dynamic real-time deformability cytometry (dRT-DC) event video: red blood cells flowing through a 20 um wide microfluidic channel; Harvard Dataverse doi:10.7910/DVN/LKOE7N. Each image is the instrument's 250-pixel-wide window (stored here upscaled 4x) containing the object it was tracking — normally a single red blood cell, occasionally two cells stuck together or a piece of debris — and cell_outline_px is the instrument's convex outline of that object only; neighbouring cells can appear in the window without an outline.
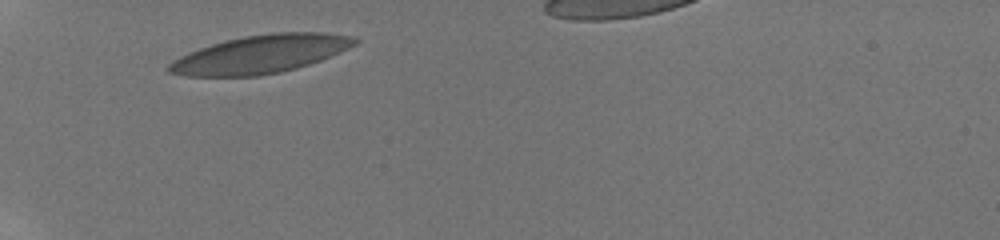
{"species": "human", "species_latin": "Homo sapiens", "temperature_condition": "room temperature", "stored_images_in_passage": 2, "camera_frame_rate_fps": 3000, "um_per_image_px": 0.085, "donor": {"sex": "male"}, "frame": {"image": 1, "passage_image": 1, "time_ms": 0.0, "image_size_px": [1000, 240], "cell_outline_px": [[360, 40], [356, 44], [340, 52], [320, 60], [296, 68], [280, 72], [256, 76], [184, 76], [168, 72], [164, 68], [172, 60], [188, 52], [212, 44], [244, 36], [272, 32], [324, 32], [356, 36]], "centroid_in_image_um": [22.14, 4.6], "position_along_channel_um": 62.9, "area_um2": 41.38}}